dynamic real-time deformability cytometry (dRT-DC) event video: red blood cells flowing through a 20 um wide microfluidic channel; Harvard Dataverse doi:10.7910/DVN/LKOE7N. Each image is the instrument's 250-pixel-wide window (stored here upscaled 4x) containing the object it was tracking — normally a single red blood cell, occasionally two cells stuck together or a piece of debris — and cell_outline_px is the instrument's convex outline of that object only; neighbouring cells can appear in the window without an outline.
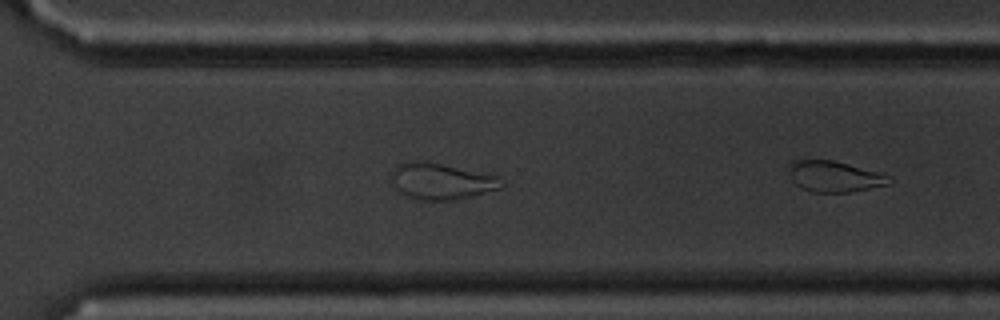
{"species": "common noctule bat (a hibernating species)", "species_latin": "Nyctalus noctula", "temperature_condition": "cold", "stored_images_in_passage": 26, "camera_frame_rate_fps": 3000, "um_per_image_px": 0.085, "animal": {"sex": "male", "body_mass_g": 20.1, "forearm_length_mm": 53.5}, "frame": {"image": 1, "passage_image": 26, "time_ms": 8.333, "image_size_px": [1000, 320], "cell_outline_px": [[892, 180], [888, 184], [848, 192], [812, 192], [800, 188], [792, 180], [788, 168], [788, 164], [792, 160], [832, 160], [848, 164], [876, 172]], "centroid_in_image_um": [70.82, 15.0], "position_along_channel_um": 299.8, "area_um2": 17.69}}